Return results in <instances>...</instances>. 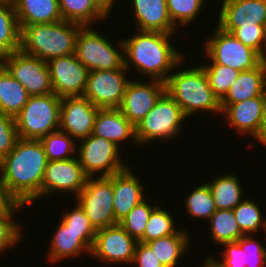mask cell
<instances>
[{"label":"cell","mask_w":266,"mask_h":267,"mask_svg":"<svg viewBox=\"0 0 266 267\" xmlns=\"http://www.w3.org/2000/svg\"><path fill=\"white\" fill-rule=\"evenodd\" d=\"M211 182H207L214 199L217 210L234 209L242 199L241 184L237 175L227 174L214 176Z\"/></svg>","instance_id":"30"},{"label":"cell","mask_w":266,"mask_h":267,"mask_svg":"<svg viewBox=\"0 0 266 267\" xmlns=\"http://www.w3.org/2000/svg\"><path fill=\"white\" fill-rule=\"evenodd\" d=\"M0 1H5L13 4L15 0H0Z\"/></svg>","instance_id":"50"},{"label":"cell","mask_w":266,"mask_h":267,"mask_svg":"<svg viewBox=\"0 0 266 267\" xmlns=\"http://www.w3.org/2000/svg\"><path fill=\"white\" fill-rule=\"evenodd\" d=\"M63 20L89 26L107 16L99 9L95 0H58Z\"/></svg>","instance_id":"31"},{"label":"cell","mask_w":266,"mask_h":267,"mask_svg":"<svg viewBox=\"0 0 266 267\" xmlns=\"http://www.w3.org/2000/svg\"><path fill=\"white\" fill-rule=\"evenodd\" d=\"M138 241L119 224L97 230L91 254L104 263L133 262Z\"/></svg>","instance_id":"14"},{"label":"cell","mask_w":266,"mask_h":267,"mask_svg":"<svg viewBox=\"0 0 266 267\" xmlns=\"http://www.w3.org/2000/svg\"><path fill=\"white\" fill-rule=\"evenodd\" d=\"M13 203L12 199L7 194L4 184L0 166V208L7 207Z\"/></svg>","instance_id":"45"},{"label":"cell","mask_w":266,"mask_h":267,"mask_svg":"<svg viewBox=\"0 0 266 267\" xmlns=\"http://www.w3.org/2000/svg\"><path fill=\"white\" fill-rule=\"evenodd\" d=\"M99 109L84 96L62 98L59 130L76 141L87 138L92 134Z\"/></svg>","instance_id":"17"},{"label":"cell","mask_w":266,"mask_h":267,"mask_svg":"<svg viewBox=\"0 0 266 267\" xmlns=\"http://www.w3.org/2000/svg\"><path fill=\"white\" fill-rule=\"evenodd\" d=\"M75 206L72 211H67L60 219L68 228L76 233H81V240L92 249L97 230L80 205L76 203Z\"/></svg>","instance_id":"40"},{"label":"cell","mask_w":266,"mask_h":267,"mask_svg":"<svg viewBox=\"0 0 266 267\" xmlns=\"http://www.w3.org/2000/svg\"><path fill=\"white\" fill-rule=\"evenodd\" d=\"M21 28L14 5L0 1V58L20 50Z\"/></svg>","instance_id":"29"},{"label":"cell","mask_w":266,"mask_h":267,"mask_svg":"<svg viewBox=\"0 0 266 267\" xmlns=\"http://www.w3.org/2000/svg\"><path fill=\"white\" fill-rule=\"evenodd\" d=\"M260 64L262 66L263 73H264V89L266 93V55L264 57H261Z\"/></svg>","instance_id":"48"},{"label":"cell","mask_w":266,"mask_h":267,"mask_svg":"<svg viewBox=\"0 0 266 267\" xmlns=\"http://www.w3.org/2000/svg\"><path fill=\"white\" fill-rule=\"evenodd\" d=\"M96 230L119 224L113 210V175L88 177L84 188L74 199Z\"/></svg>","instance_id":"9"},{"label":"cell","mask_w":266,"mask_h":267,"mask_svg":"<svg viewBox=\"0 0 266 267\" xmlns=\"http://www.w3.org/2000/svg\"><path fill=\"white\" fill-rule=\"evenodd\" d=\"M49 161H60L73 158L76 151V142L69 134L61 130L51 132L40 139ZM71 153V154H70Z\"/></svg>","instance_id":"34"},{"label":"cell","mask_w":266,"mask_h":267,"mask_svg":"<svg viewBox=\"0 0 266 267\" xmlns=\"http://www.w3.org/2000/svg\"><path fill=\"white\" fill-rule=\"evenodd\" d=\"M217 26L232 33L238 27H266V0H223Z\"/></svg>","instance_id":"18"},{"label":"cell","mask_w":266,"mask_h":267,"mask_svg":"<svg viewBox=\"0 0 266 267\" xmlns=\"http://www.w3.org/2000/svg\"><path fill=\"white\" fill-rule=\"evenodd\" d=\"M187 213L195 219H210L217 208L207 183L197 186L185 200Z\"/></svg>","instance_id":"35"},{"label":"cell","mask_w":266,"mask_h":267,"mask_svg":"<svg viewBox=\"0 0 266 267\" xmlns=\"http://www.w3.org/2000/svg\"><path fill=\"white\" fill-rule=\"evenodd\" d=\"M87 178L77 156L67 160L49 161L42 180V198L51 193L66 191L77 197Z\"/></svg>","instance_id":"15"},{"label":"cell","mask_w":266,"mask_h":267,"mask_svg":"<svg viewBox=\"0 0 266 267\" xmlns=\"http://www.w3.org/2000/svg\"><path fill=\"white\" fill-rule=\"evenodd\" d=\"M165 92V82L150 79V82L129 81L120 106L122 114L136 126L154 107Z\"/></svg>","instance_id":"16"},{"label":"cell","mask_w":266,"mask_h":267,"mask_svg":"<svg viewBox=\"0 0 266 267\" xmlns=\"http://www.w3.org/2000/svg\"><path fill=\"white\" fill-rule=\"evenodd\" d=\"M17 140L15 117L0 113V161L13 150Z\"/></svg>","instance_id":"43"},{"label":"cell","mask_w":266,"mask_h":267,"mask_svg":"<svg viewBox=\"0 0 266 267\" xmlns=\"http://www.w3.org/2000/svg\"><path fill=\"white\" fill-rule=\"evenodd\" d=\"M202 267H219L215 261L211 258L208 257Z\"/></svg>","instance_id":"49"},{"label":"cell","mask_w":266,"mask_h":267,"mask_svg":"<svg viewBox=\"0 0 266 267\" xmlns=\"http://www.w3.org/2000/svg\"><path fill=\"white\" fill-rule=\"evenodd\" d=\"M48 160L40 140L18 138L0 161L3 184L13 202L26 207L42 197V180Z\"/></svg>","instance_id":"1"},{"label":"cell","mask_w":266,"mask_h":267,"mask_svg":"<svg viewBox=\"0 0 266 267\" xmlns=\"http://www.w3.org/2000/svg\"><path fill=\"white\" fill-rule=\"evenodd\" d=\"M99 9L107 16L110 14V10H112L113 3L115 0H95Z\"/></svg>","instance_id":"46"},{"label":"cell","mask_w":266,"mask_h":267,"mask_svg":"<svg viewBox=\"0 0 266 267\" xmlns=\"http://www.w3.org/2000/svg\"><path fill=\"white\" fill-rule=\"evenodd\" d=\"M28 98L26 89L0 64V113L15 117Z\"/></svg>","instance_id":"27"},{"label":"cell","mask_w":266,"mask_h":267,"mask_svg":"<svg viewBox=\"0 0 266 267\" xmlns=\"http://www.w3.org/2000/svg\"><path fill=\"white\" fill-rule=\"evenodd\" d=\"M53 92L60 98L83 96L89 70L74 54L50 59L48 62Z\"/></svg>","instance_id":"13"},{"label":"cell","mask_w":266,"mask_h":267,"mask_svg":"<svg viewBox=\"0 0 266 267\" xmlns=\"http://www.w3.org/2000/svg\"><path fill=\"white\" fill-rule=\"evenodd\" d=\"M255 139L266 146V116L261 124L258 134L255 136Z\"/></svg>","instance_id":"47"},{"label":"cell","mask_w":266,"mask_h":267,"mask_svg":"<svg viewBox=\"0 0 266 267\" xmlns=\"http://www.w3.org/2000/svg\"><path fill=\"white\" fill-rule=\"evenodd\" d=\"M232 34L261 57L266 55V27H238Z\"/></svg>","instance_id":"42"},{"label":"cell","mask_w":266,"mask_h":267,"mask_svg":"<svg viewBox=\"0 0 266 267\" xmlns=\"http://www.w3.org/2000/svg\"><path fill=\"white\" fill-rule=\"evenodd\" d=\"M137 31L176 33V27L168 13L166 0H131Z\"/></svg>","instance_id":"22"},{"label":"cell","mask_w":266,"mask_h":267,"mask_svg":"<svg viewBox=\"0 0 266 267\" xmlns=\"http://www.w3.org/2000/svg\"><path fill=\"white\" fill-rule=\"evenodd\" d=\"M158 206H151L147 199L136 205L119 225L133 238L139 241L143 235L152 211Z\"/></svg>","instance_id":"39"},{"label":"cell","mask_w":266,"mask_h":267,"mask_svg":"<svg viewBox=\"0 0 266 267\" xmlns=\"http://www.w3.org/2000/svg\"><path fill=\"white\" fill-rule=\"evenodd\" d=\"M171 36L173 34L139 31L123 39L125 68L129 70L135 65L139 74L165 82L171 71L186 60L185 54L171 44Z\"/></svg>","instance_id":"2"},{"label":"cell","mask_w":266,"mask_h":267,"mask_svg":"<svg viewBox=\"0 0 266 267\" xmlns=\"http://www.w3.org/2000/svg\"><path fill=\"white\" fill-rule=\"evenodd\" d=\"M125 66L115 70L89 71L84 97L100 109L120 108L130 80Z\"/></svg>","instance_id":"12"},{"label":"cell","mask_w":266,"mask_h":267,"mask_svg":"<svg viewBox=\"0 0 266 267\" xmlns=\"http://www.w3.org/2000/svg\"><path fill=\"white\" fill-rule=\"evenodd\" d=\"M61 100L55 93L29 96L25 106L15 116L18 138L40 140L59 130Z\"/></svg>","instance_id":"5"},{"label":"cell","mask_w":266,"mask_h":267,"mask_svg":"<svg viewBox=\"0 0 266 267\" xmlns=\"http://www.w3.org/2000/svg\"><path fill=\"white\" fill-rule=\"evenodd\" d=\"M132 264L138 267H165L155 255L151 248L142 242H138L135 248Z\"/></svg>","instance_id":"44"},{"label":"cell","mask_w":266,"mask_h":267,"mask_svg":"<svg viewBox=\"0 0 266 267\" xmlns=\"http://www.w3.org/2000/svg\"><path fill=\"white\" fill-rule=\"evenodd\" d=\"M82 27L65 20L26 25L21 29L20 50L45 62L74 54L76 38Z\"/></svg>","instance_id":"3"},{"label":"cell","mask_w":266,"mask_h":267,"mask_svg":"<svg viewBox=\"0 0 266 267\" xmlns=\"http://www.w3.org/2000/svg\"><path fill=\"white\" fill-rule=\"evenodd\" d=\"M252 200L244 199L233 209L238 226L244 235L257 233L261 228L266 233V218L262 217L259 204Z\"/></svg>","instance_id":"33"},{"label":"cell","mask_w":266,"mask_h":267,"mask_svg":"<svg viewBox=\"0 0 266 267\" xmlns=\"http://www.w3.org/2000/svg\"><path fill=\"white\" fill-rule=\"evenodd\" d=\"M222 113L227 124L237 128L239 134H250L254 138L266 116V95L230 104Z\"/></svg>","instance_id":"19"},{"label":"cell","mask_w":266,"mask_h":267,"mask_svg":"<svg viewBox=\"0 0 266 267\" xmlns=\"http://www.w3.org/2000/svg\"><path fill=\"white\" fill-rule=\"evenodd\" d=\"M92 135L103 137L120 147V142L130 138L135 145L136 127L122 114L119 108L99 109Z\"/></svg>","instance_id":"23"},{"label":"cell","mask_w":266,"mask_h":267,"mask_svg":"<svg viewBox=\"0 0 266 267\" xmlns=\"http://www.w3.org/2000/svg\"><path fill=\"white\" fill-rule=\"evenodd\" d=\"M190 237L184 230H179L176 234L155 239L146 243L160 262L165 267H176L181 256L185 254L189 247Z\"/></svg>","instance_id":"28"},{"label":"cell","mask_w":266,"mask_h":267,"mask_svg":"<svg viewBox=\"0 0 266 267\" xmlns=\"http://www.w3.org/2000/svg\"><path fill=\"white\" fill-rule=\"evenodd\" d=\"M225 250L221 260H215L219 267H265L266 244L254 239L253 234L244 235L235 242L223 243Z\"/></svg>","instance_id":"20"},{"label":"cell","mask_w":266,"mask_h":267,"mask_svg":"<svg viewBox=\"0 0 266 267\" xmlns=\"http://www.w3.org/2000/svg\"><path fill=\"white\" fill-rule=\"evenodd\" d=\"M213 35L205 42V55L212 64H222L238 71L251 70L260 64L261 56L240 42L232 33L216 25ZM209 57V58H208Z\"/></svg>","instance_id":"10"},{"label":"cell","mask_w":266,"mask_h":267,"mask_svg":"<svg viewBox=\"0 0 266 267\" xmlns=\"http://www.w3.org/2000/svg\"><path fill=\"white\" fill-rule=\"evenodd\" d=\"M261 95H266V93L264 89V73L261 64H259L251 70L239 73L236 81L220 101L221 110L223 111L230 104Z\"/></svg>","instance_id":"25"},{"label":"cell","mask_w":266,"mask_h":267,"mask_svg":"<svg viewBox=\"0 0 266 267\" xmlns=\"http://www.w3.org/2000/svg\"><path fill=\"white\" fill-rule=\"evenodd\" d=\"M209 221L210 237L219 246L226 242H235L244 236L232 209L216 210Z\"/></svg>","instance_id":"32"},{"label":"cell","mask_w":266,"mask_h":267,"mask_svg":"<svg viewBox=\"0 0 266 267\" xmlns=\"http://www.w3.org/2000/svg\"><path fill=\"white\" fill-rule=\"evenodd\" d=\"M23 206L13 202L7 207L0 208V254L4 249L17 244L22 239L21 227L12 219H14L15 212L23 209Z\"/></svg>","instance_id":"38"},{"label":"cell","mask_w":266,"mask_h":267,"mask_svg":"<svg viewBox=\"0 0 266 267\" xmlns=\"http://www.w3.org/2000/svg\"><path fill=\"white\" fill-rule=\"evenodd\" d=\"M92 26H83L77 35L75 57L89 70H115L124 65V45L119 41L114 47L103 35ZM117 48H119L117 50ZM121 49V50H120ZM123 55V56H122Z\"/></svg>","instance_id":"7"},{"label":"cell","mask_w":266,"mask_h":267,"mask_svg":"<svg viewBox=\"0 0 266 267\" xmlns=\"http://www.w3.org/2000/svg\"><path fill=\"white\" fill-rule=\"evenodd\" d=\"M181 107L165 91L157 100L154 107L135 126L136 140L139 145H144L155 139H170L179 136L184 119Z\"/></svg>","instance_id":"6"},{"label":"cell","mask_w":266,"mask_h":267,"mask_svg":"<svg viewBox=\"0 0 266 267\" xmlns=\"http://www.w3.org/2000/svg\"><path fill=\"white\" fill-rule=\"evenodd\" d=\"M162 209V207H156L147 222V226L144 231L143 237L138 241L142 243H148L149 241L167 237L176 234L179 229H175L174 217L171 213Z\"/></svg>","instance_id":"36"},{"label":"cell","mask_w":266,"mask_h":267,"mask_svg":"<svg viewBox=\"0 0 266 267\" xmlns=\"http://www.w3.org/2000/svg\"><path fill=\"white\" fill-rule=\"evenodd\" d=\"M13 5L21 29L26 25L63 20L58 0H15Z\"/></svg>","instance_id":"24"},{"label":"cell","mask_w":266,"mask_h":267,"mask_svg":"<svg viewBox=\"0 0 266 267\" xmlns=\"http://www.w3.org/2000/svg\"><path fill=\"white\" fill-rule=\"evenodd\" d=\"M79 145L77 157L87 177H97L98 172V177H109L129 167L120 158V147L103 137L91 134Z\"/></svg>","instance_id":"8"},{"label":"cell","mask_w":266,"mask_h":267,"mask_svg":"<svg viewBox=\"0 0 266 267\" xmlns=\"http://www.w3.org/2000/svg\"><path fill=\"white\" fill-rule=\"evenodd\" d=\"M0 64L17 79L29 96H43L53 92L47 62L21 50L0 58Z\"/></svg>","instance_id":"11"},{"label":"cell","mask_w":266,"mask_h":267,"mask_svg":"<svg viewBox=\"0 0 266 267\" xmlns=\"http://www.w3.org/2000/svg\"><path fill=\"white\" fill-rule=\"evenodd\" d=\"M168 13L173 24L178 27L187 26L201 12L205 0H166ZM179 25V26H178Z\"/></svg>","instance_id":"41"},{"label":"cell","mask_w":266,"mask_h":267,"mask_svg":"<svg viewBox=\"0 0 266 267\" xmlns=\"http://www.w3.org/2000/svg\"><path fill=\"white\" fill-rule=\"evenodd\" d=\"M165 91L189 117L195 112H222L220 100L215 96L203 67L193 66L173 72L165 81Z\"/></svg>","instance_id":"4"},{"label":"cell","mask_w":266,"mask_h":267,"mask_svg":"<svg viewBox=\"0 0 266 267\" xmlns=\"http://www.w3.org/2000/svg\"><path fill=\"white\" fill-rule=\"evenodd\" d=\"M50 243V250L47 253L48 260L51 263L58 262L64 258H73L81 254V252L91 254V249L81 240V233L74 232L62 221H60Z\"/></svg>","instance_id":"26"},{"label":"cell","mask_w":266,"mask_h":267,"mask_svg":"<svg viewBox=\"0 0 266 267\" xmlns=\"http://www.w3.org/2000/svg\"><path fill=\"white\" fill-rule=\"evenodd\" d=\"M201 66L206 72L213 93L221 101L238 78L240 71L222 64L204 63Z\"/></svg>","instance_id":"37"},{"label":"cell","mask_w":266,"mask_h":267,"mask_svg":"<svg viewBox=\"0 0 266 267\" xmlns=\"http://www.w3.org/2000/svg\"><path fill=\"white\" fill-rule=\"evenodd\" d=\"M128 167L113 175V210L115 220L119 223L138 204L144 201V187Z\"/></svg>","instance_id":"21"}]
</instances>
